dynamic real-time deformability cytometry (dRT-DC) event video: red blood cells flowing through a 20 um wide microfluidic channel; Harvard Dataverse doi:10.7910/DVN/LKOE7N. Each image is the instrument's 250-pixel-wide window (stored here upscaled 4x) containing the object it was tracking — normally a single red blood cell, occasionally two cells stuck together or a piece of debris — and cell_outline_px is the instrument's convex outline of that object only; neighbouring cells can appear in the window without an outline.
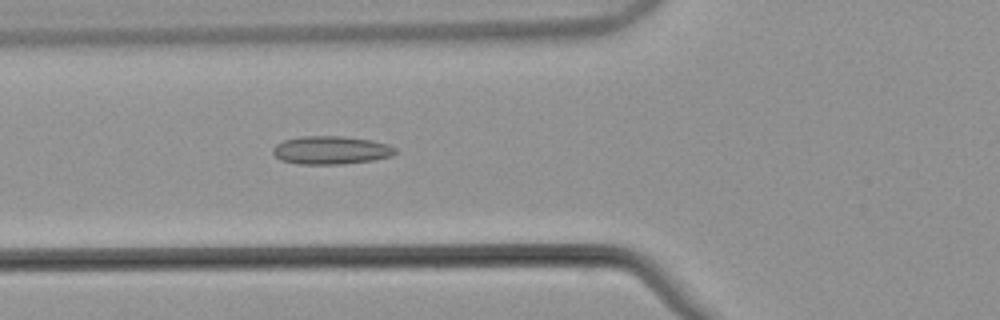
{"species": "common noctule bat (a hibernating species)", "species_latin": "Nyctalus noctula", "temperature_condition": "warm", "stored_images_in_passage": 51, "camera_frame_rate_fps": 3000, "um_per_image_px": 0.085, "animal": {"sex": "male", "body_mass_g": 21.5, "forearm_length_mm": 52.0}, "frame": {"image": 1, "passage_image": 21, "time_ms": 6.667, "image_size_px": [1000, 320], "cell_outline_px": [[396, 152], [392, 156], [372, 160], [340, 164], [300, 164], [280, 160], [272, 152], [272, 148], [276, 144], [284, 140], [300, 136], [344, 136], [372, 140], [388, 144], [396, 148]], "centroid_in_image_um": [28.12, 12.75], "position_along_channel_um": 97.7, "area_um2": 20.17}}
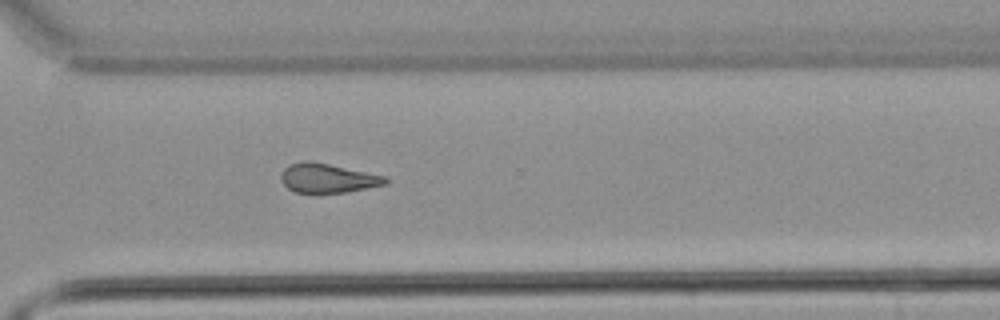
{"frame": {"image": 2, "passage_image": 40, "time_ms": 13.0, "image_size_px": [1000, 320], "cell_outline_px": [[388, 184], [348, 192], [296, 192], [288, 188], [280, 180], [280, 172], [288, 164], [300, 160], [308, 160], [328, 164], [384, 176], [388, 180]], "centroid_in_image_um": [27.8, 15.13], "position_along_channel_um": 342.8, "area_um2": 17.74}}
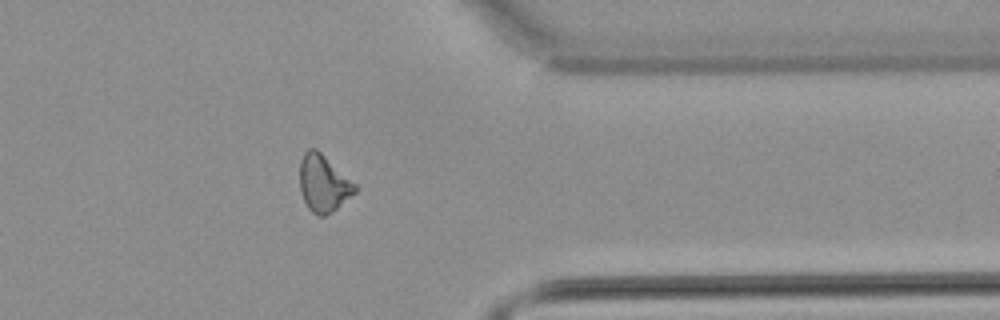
{"frame": {"image": 3, "passage_image": 44, "time_ms": 14.333, "image_size_px": [1000, 320], "cell_outline_px": [[356, 192], [332, 212], [324, 216], [316, 216], [308, 208], [300, 192], [300, 160], [304, 152], [308, 148], [316, 148], [356, 184]], "centroid_in_image_um": [27.47, 15.59], "position_along_channel_um": 383.9, "area_um2": 18.32}, "authors_computed_cell_mechanics": {"area_um2": 18.4382, "velocity_mm_per_s": 3.8648, "shape_relaxation_time_tau1_ms": null, "shape_relaxation_time_tau2_ms": 3.6622, "deformation_change_tau1": null, "deformation_change_tau2": 0.1327}}